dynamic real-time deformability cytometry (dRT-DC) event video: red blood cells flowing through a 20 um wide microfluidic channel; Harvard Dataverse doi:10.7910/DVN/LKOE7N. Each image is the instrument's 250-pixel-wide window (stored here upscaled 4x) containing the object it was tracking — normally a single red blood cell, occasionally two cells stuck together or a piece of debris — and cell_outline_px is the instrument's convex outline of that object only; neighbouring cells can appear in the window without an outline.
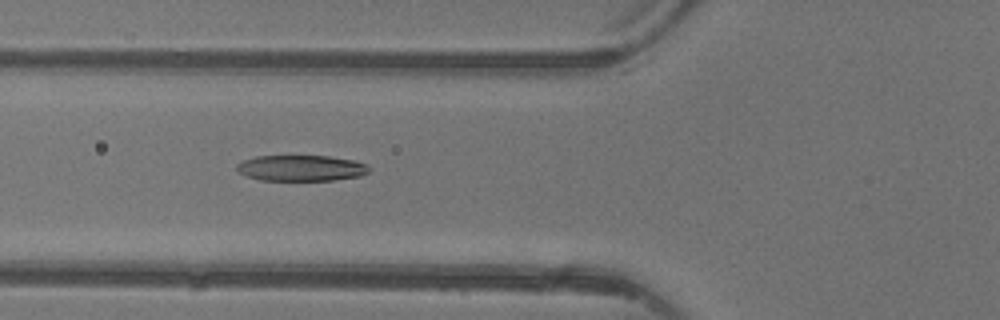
{"species": "common noctule bat (a hibernating species)", "species_latin": "Nyctalus noctula", "temperature_condition": "warm", "stored_images_in_passage": 5, "camera_frame_rate_fps": 3000, "um_per_image_px": 0.085, "animal": {"sex": "female"}, "frame": {"image": 1, "passage_image": 5, "time_ms": 5.667, "image_size_px": [1000, 320], "cell_outline_px": [[372, 168], [368, 172], [360, 176], [332, 180], [260, 180], [248, 176], [240, 172], [236, 168], [236, 164], [244, 160], [256, 156], [328, 156], [356, 160], [368, 164]], "centroid_in_image_um": [25.65, 14.28], "position_along_channel_um": 100.1, "area_um2": 20.0}}